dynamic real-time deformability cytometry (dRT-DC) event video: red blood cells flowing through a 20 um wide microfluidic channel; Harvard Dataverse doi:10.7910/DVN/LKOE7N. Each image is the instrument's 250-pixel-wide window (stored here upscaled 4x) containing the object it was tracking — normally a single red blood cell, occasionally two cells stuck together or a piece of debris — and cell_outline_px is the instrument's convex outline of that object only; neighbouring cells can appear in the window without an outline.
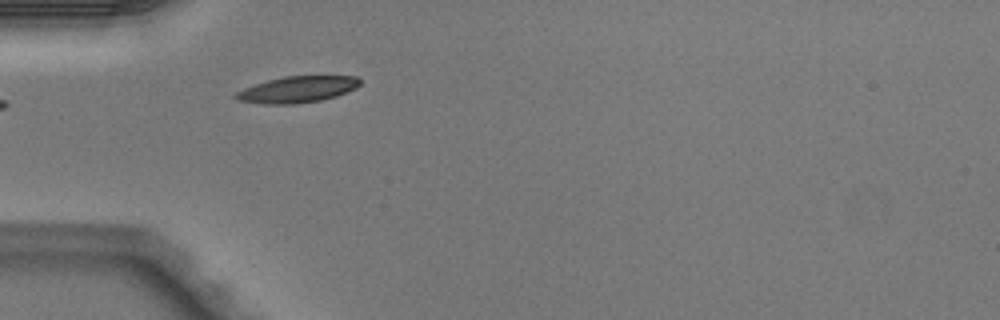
{"species": "Egyptian fruit bat (a non-hibernating species)", "species_latin": "Rousettus aegyptiacus", "temperature_condition": "warm", "stored_images_in_passage": 4, "camera_frame_rate_fps": 3000, "um_per_image_px": 0.085, "animal": {"sex": "male"}, "frame": {"image": 1, "passage_image": 1, "time_ms": 0.0, "image_size_px": [1000, 320], "cell_outline_px": [[360, 84], [356, 88], [336, 96], [320, 100], [296, 104], [264, 104], [236, 100], [232, 96], [236, 92], [244, 88], [268, 80], [284, 76], [356, 76], [360, 80]], "centroid_in_image_um": [25.25, 7.61], "position_along_channel_um": 59.8, "area_um2": 19.02}}